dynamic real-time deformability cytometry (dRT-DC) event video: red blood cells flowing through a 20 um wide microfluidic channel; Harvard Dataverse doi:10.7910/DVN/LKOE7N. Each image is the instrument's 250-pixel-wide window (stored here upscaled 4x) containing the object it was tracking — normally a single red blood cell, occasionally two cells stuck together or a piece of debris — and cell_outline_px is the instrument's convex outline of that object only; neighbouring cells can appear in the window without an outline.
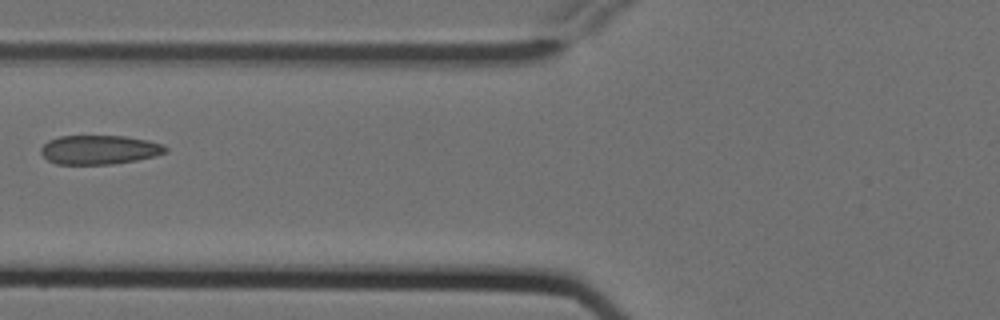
{"species": "Egyptian fruit bat (a non-hibernating species)", "species_latin": "Rousettus aegyptiacus", "temperature_condition": "cold", "stored_images_in_passage": 7, "camera_frame_rate_fps": 3000, "um_per_image_px": 0.085, "animal": {"sex": "female"}, "frame": {"image": 1, "passage_image": 7, "time_ms": 2.0, "image_size_px": [1000, 320], "cell_outline_px": [[168, 152], [156, 156], [136, 160], [112, 164], [56, 164], [48, 160], [40, 152], [40, 148], [48, 140], [60, 136], [124, 136], [148, 140], [164, 144], [168, 148]], "centroid_in_image_um": [8.47, 12.72], "position_along_channel_um": 117.3, "area_um2": 21.27}}